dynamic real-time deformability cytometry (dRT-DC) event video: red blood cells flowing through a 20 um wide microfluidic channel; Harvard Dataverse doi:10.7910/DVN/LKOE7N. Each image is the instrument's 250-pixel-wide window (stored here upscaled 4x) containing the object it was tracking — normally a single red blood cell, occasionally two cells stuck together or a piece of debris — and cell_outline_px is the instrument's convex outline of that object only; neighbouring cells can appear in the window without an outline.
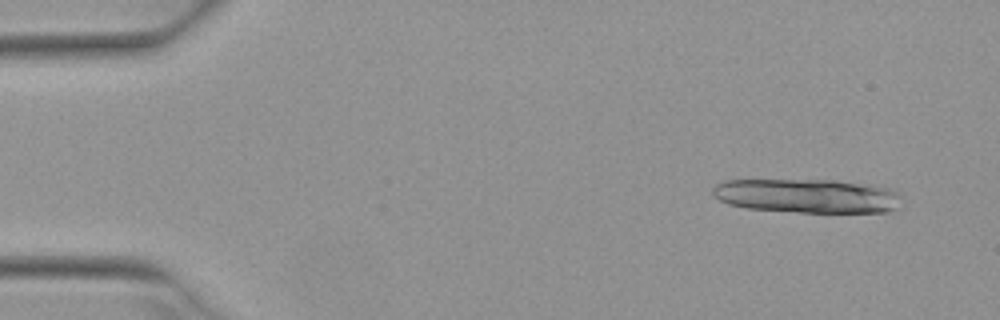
{"species": "Egyptian fruit bat (a non-hibernating species)", "species_latin": "Rousettus aegyptiacus", "temperature_condition": "warm", "stored_images_in_passage": 15, "camera_frame_rate_fps": 3000, "um_per_image_px": 0.085, "animal": {"sex": "female"}, "frame": {"image": 1, "passage_image": 4, "time_ms": 1.0, "image_size_px": [1000, 320], "cell_outline_px": [[900, 208], [888, 212], [800, 212], [748, 208], [728, 204], [712, 196], [712, 188], [716, 184], [724, 180], [832, 180], [864, 184], [892, 188], [900, 196]], "centroid_in_image_um": [68.62, 16.65], "position_along_channel_um": 16.4, "area_um2": 37.63}}